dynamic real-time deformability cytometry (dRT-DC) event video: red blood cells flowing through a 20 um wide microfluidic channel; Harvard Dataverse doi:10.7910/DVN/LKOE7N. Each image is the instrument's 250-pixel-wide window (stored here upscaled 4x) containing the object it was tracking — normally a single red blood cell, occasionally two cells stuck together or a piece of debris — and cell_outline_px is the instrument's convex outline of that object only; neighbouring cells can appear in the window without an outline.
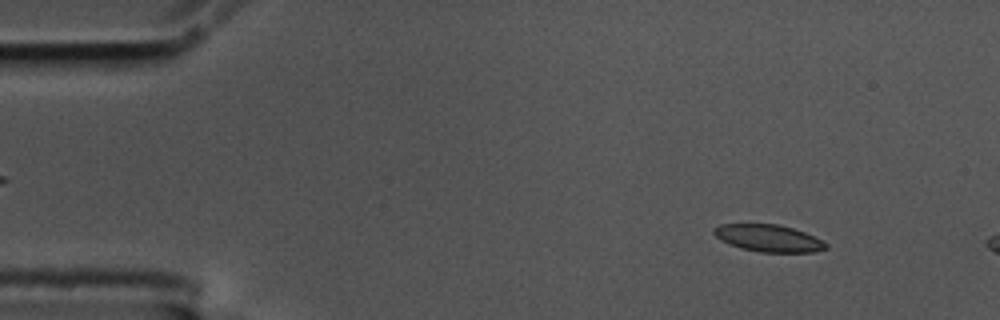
{"species": "common noctule bat (a hibernating species)", "species_latin": "Nyctalus noctula", "temperature_condition": "cold", "stored_images_in_passage": 12, "camera_frame_rate_fps": 3000, "um_per_image_px": 0.085, "animal": {"sex": "male", "body_mass_g": 17.5, "forearm_length_mm": 52.3}, "frame": {"image": 1, "passage_image": 6, "time_ms": 1.667, "image_size_px": [1000, 320], "cell_outline_px": [[828, 248], [812, 252], [760, 252], [740, 248], [728, 244], [720, 240], [712, 232], [712, 228], [720, 224], [776, 224], [792, 228], [804, 232], [828, 244]], "centroid_in_image_um": [65.27, 20.25], "position_along_channel_um": 19.7, "area_um2": 17.63}}